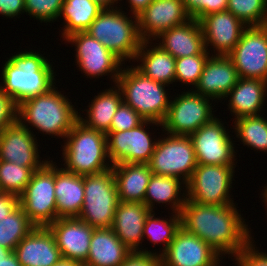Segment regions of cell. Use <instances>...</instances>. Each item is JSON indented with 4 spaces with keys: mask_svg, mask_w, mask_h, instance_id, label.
Masks as SVG:
<instances>
[{
    "mask_svg": "<svg viewBox=\"0 0 267 266\" xmlns=\"http://www.w3.org/2000/svg\"><path fill=\"white\" fill-rule=\"evenodd\" d=\"M235 204L217 206L186 199L180 213L181 227L221 257H235L252 240L251 230Z\"/></svg>",
    "mask_w": 267,
    "mask_h": 266,
    "instance_id": "cell-1",
    "label": "cell"
},
{
    "mask_svg": "<svg viewBox=\"0 0 267 266\" xmlns=\"http://www.w3.org/2000/svg\"><path fill=\"white\" fill-rule=\"evenodd\" d=\"M45 57L39 52L25 50L12 54L5 60L0 88L17 104L46 93L56 85L53 64Z\"/></svg>",
    "mask_w": 267,
    "mask_h": 266,
    "instance_id": "cell-2",
    "label": "cell"
},
{
    "mask_svg": "<svg viewBox=\"0 0 267 266\" xmlns=\"http://www.w3.org/2000/svg\"><path fill=\"white\" fill-rule=\"evenodd\" d=\"M52 87L46 93L25 99L18 104V121L30 130L32 127L38 133L63 137L78 121L79 113L71 100L61 91ZM28 123V124H27ZM32 126V127H28Z\"/></svg>",
    "mask_w": 267,
    "mask_h": 266,
    "instance_id": "cell-3",
    "label": "cell"
},
{
    "mask_svg": "<svg viewBox=\"0 0 267 266\" xmlns=\"http://www.w3.org/2000/svg\"><path fill=\"white\" fill-rule=\"evenodd\" d=\"M65 138L62 147L64 170L84 176L112 168L105 133L88 128L78 120Z\"/></svg>",
    "mask_w": 267,
    "mask_h": 266,
    "instance_id": "cell-4",
    "label": "cell"
},
{
    "mask_svg": "<svg viewBox=\"0 0 267 266\" xmlns=\"http://www.w3.org/2000/svg\"><path fill=\"white\" fill-rule=\"evenodd\" d=\"M122 69L116 84L123 103L131 106L144 120L162 124L171 100L167 92L169 89L165 88L168 85L146 77L134 66L125 68L124 64Z\"/></svg>",
    "mask_w": 267,
    "mask_h": 266,
    "instance_id": "cell-5",
    "label": "cell"
},
{
    "mask_svg": "<svg viewBox=\"0 0 267 266\" xmlns=\"http://www.w3.org/2000/svg\"><path fill=\"white\" fill-rule=\"evenodd\" d=\"M124 12L121 7L104 8L86 32L125 63L133 62L143 40L137 16L128 17Z\"/></svg>",
    "mask_w": 267,
    "mask_h": 266,
    "instance_id": "cell-6",
    "label": "cell"
},
{
    "mask_svg": "<svg viewBox=\"0 0 267 266\" xmlns=\"http://www.w3.org/2000/svg\"><path fill=\"white\" fill-rule=\"evenodd\" d=\"M118 202L112 168L101 173L84 175V202L77 218L93 228H110Z\"/></svg>",
    "mask_w": 267,
    "mask_h": 266,
    "instance_id": "cell-7",
    "label": "cell"
},
{
    "mask_svg": "<svg viewBox=\"0 0 267 266\" xmlns=\"http://www.w3.org/2000/svg\"><path fill=\"white\" fill-rule=\"evenodd\" d=\"M19 205L36 227H47L57 216L54 186V162L47 161L35 170L24 192L19 196Z\"/></svg>",
    "mask_w": 267,
    "mask_h": 266,
    "instance_id": "cell-8",
    "label": "cell"
},
{
    "mask_svg": "<svg viewBox=\"0 0 267 266\" xmlns=\"http://www.w3.org/2000/svg\"><path fill=\"white\" fill-rule=\"evenodd\" d=\"M159 138L148 163L155 175L174 176L186 184L198 165L189 136L167 134Z\"/></svg>",
    "mask_w": 267,
    "mask_h": 266,
    "instance_id": "cell-9",
    "label": "cell"
},
{
    "mask_svg": "<svg viewBox=\"0 0 267 266\" xmlns=\"http://www.w3.org/2000/svg\"><path fill=\"white\" fill-rule=\"evenodd\" d=\"M177 96L170 100L168 113L162 122L165 134L190 136L215 117V111H212L213 99L193 90Z\"/></svg>",
    "mask_w": 267,
    "mask_h": 266,
    "instance_id": "cell-10",
    "label": "cell"
},
{
    "mask_svg": "<svg viewBox=\"0 0 267 266\" xmlns=\"http://www.w3.org/2000/svg\"><path fill=\"white\" fill-rule=\"evenodd\" d=\"M236 166L198 164L186 184V199L196 203L225 206L234 204L230 191Z\"/></svg>",
    "mask_w": 267,
    "mask_h": 266,
    "instance_id": "cell-11",
    "label": "cell"
},
{
    "mask_svg": "<svg viewBox=\"0 0 267 266\" xmlns=\"http://www.w3.org/2000/svg\"><path fill=\"white\" fill-rule=\"evenodd\" d=\"M64 40L75 46V63L86 78L96 79L110 75L116 84L125 64L119 57L86 31L74 33Z\"/></svg>",
    "mask_w": 267,
    "mask_h": 266,
    "instance_id": "cell-12",
    "label": "cell"
},
{
    "mask_svg": "<svg viewBox=\"0 0 267 266\" xmlns=\"http://www.w3.org/2000/svg\"><path fill=\"white\" fill-rule=\"evenodd\" d=\"M150 124L162 127V124L158 122L144 120L130 130L106 134L108 156L113 165L116 163H149L158 141V138L151 137L149 130L146 131L149 129L146 127Z\"/></svg>",
    "mask_w": 267,
    "mask_h": 266,
    "instance_id": "cell-13",
    "label": "cell"
},
{
    "mask_svg": "<svg viewBox=\"0 0 267 266\" xmlns=\"http://www.w3.org/2000/svg\"><path fill=\"white\" fill-rule=\"evenodd\" d=\"M220 120L214 117L189 136L198 164L236 166L235 141Z\"/></svg>",
    "mask_w": 267,
    "mask_h": 266,
    "instance_id": "cell-14",
    "label": "cell"
},
{
    "mask_svg": "<svg viewBox=\"0 0 267 266\" xmlns=\"http://www.w3.org/2000/svg\"><path fill=\"white\" fill-rule=\"evenodd\" d=\"M227 56L239 78L267 81V25L248 26Z\"/></svg>",
    "mask_w": 267,
    "mask_h": 266,
    "instance_id": "cell-15",
    "label": "cell"
},
{
    "mask_svg": "<svg viewBox=\"0 0 267 266\" xmlns=\"http://www.w3.org/2000/svg\"><path fill=\"white\" fill-rule=\"evenodd\" d=\"M199 23L205 49L209 53L213 49L214 55L222 56H227L234 49L248 27L228 10L207 14Z\"/></svg>",
    "mask_w": 267,
    "mask_h": 266,
    "instance_id": "cell-16",
    "label": "cell"
},
{
    "mask_svg": "<svg viewBox=\"0 0 267 266\" xmlns=\"http://www.w3.org/2000/svg\"><path fill=\"white\" fill-rule=\"evenodd\" d=\"M36 134L19 121L0 132V160L23 167H42Z\"/></svg>",
    "mask_w": 267,
    "mask_h": 266,
    "instance_id": "cell-17",
    "label": "cell"
},
{
    "mask_svg": "<svg viewBox=\"0 0 267 266\" xmlns=\"http://www.w3.org/2000/svg\"><path fill=\"white\" fill-rule=\"evenodd\" d=\"M160 257L162 266H211L221 256L205 241L181 227Z\"/></svg>",
    "mask_w": 267,
    "mask_h": 266,
    "instance_id": "cell-18",
    "label": "cell"
},
{
    "mask_svg": "<svg viewBox=\"0 0 267 266\" xmlns=\"http://www.w3.org/2000/svg\"><path fill=\"white\" fill-rule=\"evenodd\" d=\"M137 19L142 40L154 41L162 32L185 23L190 17L182 0H153Z\"/></svg>",
    "mask_w": 267,
    "mask_h": 266,
    "instance_id": "cell-19",
    "label": "cell"
},
{
    "mask_svg": "<svg viewBox=\"0 0 267 266\" xmlns=\"http://www.w3.org/2000/svg\"><path fill=\"white\" fill-rule=\"evenodd\" d=\"M47 228L54 236L61 256L84 263L88 258L94 228L77 217L58 218Z\"/></svg>",
    "mask_w": 267,
    "mask_h": 266,
    "instance_id": "cell-20",
    "label": "cell"
},
{
    "mask_svg": "<svg viewBox=\"0 0 267 266\" xmlns=\"http://www.w3.org/2000/svg\"><path fill=\"white\" fill-rule=\"evenodd\" d=\"M238 80L239 76L232 60L228 56L212 53L205 63L198 84L191 90L215 102L222 101Z\"/></svg>",
    "mask_w": 267,
    "mask_h": 266,
    "instance_id": "cell-21",
    "label": "cell"
},
{
    "mask_svg": "<svg viewBox=\"0 0 267 266\" xmlns=\"http://www.w3.org/2000/svg\"><path fill=\"white\" fill-rule=\"evenodd\" d=\"M151 211L140 202L119 201L114 214L112 230L120 241L132 252L158 255V251H148L140 248L143 241V228L146 217Z\"/></svg>",
    "mask_w": 267,
    "mask_h": 266,
    "instance_id": "cell-22",
    "label": "cell"
},
{
    "mask_svg": "<svg viewBox=\"0 0 267 266\" xmlns=\"http://www.w3.org/2000/svg\"><path fill=\"white\" fill-rule=\"evenodd\" d=\"M14 253L21 266H52L62 258L47 227H35L18 243Z\"/></svg>",
    "mask_w": 267,
    "mask_h": 266,
    "instance_id": "cell-23",
    "label": "cell"
},
{
    "mask_svg": "<svg viewBox=\"0 0 267 266\" xmlns=\"http://www.w3.org/2000/svg\"><path fill=\"white\" fill-rule=\"evenodd\" d=\"M160 42H159V40ZM175 59L210 54L204 45V37L199 21L190 18L185 23L162 32L155 41Z\"/></svg>",
    "mask_w": 267,
    "mask_h": 266,
    "instance_id": "cell-24",
    "label": "cell"
},
{
    "mask_svg": "<svg viewBox=\"0 0 267 266\" xmlns=\"http://www.w3.org/2000/svg\"><path fill=\"white\" fill-rule=\"evenodd\" d=\"M267 81L251 78H239L234 87L225 96L228 97V110L235 117L261 115L267 96ZM260 113V114H259Z\"/></svg>",
    "mask_w": 267,
    "mask_h": 266,
    "instance_id": "cell-25",
    "label": "cell"
},
{
    "mask_svg": "<svg viewBox=\"0 0 267 266\" xmlns=\"http://www.w3.org/2000/svg\"><path fill=\"white\" fill-rule=\"evenodd\" d=\"M54 162L57 216L78 217L84 202V176L70 173Z\"/></svg>",
    "mask_w": 267,
    "mask_h": 266,
    "instance_id": "cell-26",
    "label": "cell"
},
{
    "mask_svg": "<svg viewBox=\"0 0 267 266\" xmlns=\"http://www.w3.org/2000/svg\"><path fill=\"white\" fill-rule=\"evenodd\" d=\"M118 199L123 202L144 203V198L152 176L148 164L116 163L112 166Z\"/></svg>",
    "mask_w": 267,
    "mask_h": 266,
    "instance_id": "cell-27",
    "label": "cell"
},
{
    "mask_svg": "<svg viewBox=\"0 0 267 266\" xmlns=\"http://www.w3.org/2000/svg\"><path fill=\"white\" fill-rule=\"evenodd\" d=\"M131 252L111 227L94 228L83 266H120Z\"/></svg>",
    "mask_w": 267,
    "mask_h": 266,
    "instance_id": "cell-28",
    "label": "cell"
},
{
    "mask_svg": "<svg viewBox=\"0 0 267 266\" xmlns=\"http://www.w3.org/2000/svg\"><path fill=\"white\" fill-rule=\"evenodd\" d=\"M152 43L150 40L142 41L133 60L140 61L141 64L134 65V67L146 77L169 86L175 82L176 59L157 43H153L154 46Z\"/></svg>",
    "mask_w": 267,
    "mask_h": 266,
    "instance_id": "cell-29",
    "label": "cell"
},
{
    "mask_svg": "<svg viewBox=\"0 0 267 266\" xmlns=\"http://www.w3.org/2000/svg\"><path fill=\"white\" fill-rule=\"evenodd\" d=\"M186 189V183L177 177L152 174L147 185L144 205L154 212L155 202L165 203L170 205L172 213L180 214L187 198Z\"/></svg>",
    "mask_w": 267,
    "mask_h": 266,
    "instance_id": "cell-30",
    "label": "cell"
},
{
    "mask_svg": "<svg viewBox=\"0 0 267 266\" xmlns=\"http://www.w3.org/2000/svg\"><path fill=\"white\" fill-rule=\"evenodd\" d=\"M123 103L122 94L120 88L115 84L112 88L102 90L94 99L91 100V104L87 106L88 109L81 110L87 112L86 117H81L79 112L78 120L85 126L97 131L107 134L109 132L112 118L115 115L119 106Z\"/></svg>",
    "mask_w": 267,
    "mask_h": 266,
    "instance_id": "cell-31",
    "label": "cell"
},
{
    "mask_svg": "<svg viewBox=\"0 0 267 266\" xmlns=\"http://www.w3.org/2000/svg\"><path fill=\"white\" fill-rule=\"evenodd\" d=\"M104 10V7L93 0H65L59 18L63 17L61 29L63 39L77 33L84 32Z\"/></svg>",
    "mask_w": 267,
    "mask_h": 266,
    "instance_id": "cell-32",
    "label": "cell"
},
{
    "mask_svg": "<svg viewBox=\"0 0 267 266\" xmlns=\"http://www.w3.org/2000/svg\"><path fill=\"white\" fill-rule=\"evenodd\" d=\"M155 214V211L150 212L145 219L143 239L147 237L146 239L148 241L150 240L155 246L156 244L159 245L163 243L164 246L158 253L160 256L168 249L169 244L174 239L177 231L181 228V216L180 214L171 212L172 215L171 217L169 216L170 219L168 220V218L155 217Z\"/></svg>",
    "mask_w": 267,
    "mask_h": 266,
    "instance_id": "cell-33",
    "label": "cell"
},
{
    "mask_svg": "<svg viewBox=\"0 0 267 266\" xmlns=\"http://www.w3.org/2000/svg\"><path fill=\"white\" fill-rule=\"evenodd\" d=\"M267 117L244 116L234 120L233 132L237 139L255 151L267 153ZM235 127V128H234Z\"/></svg>",
    "mask_w": 267,
    "mask_h": 266,
    "instance_id": "cell-34",
    "label": "cell"
},
{
    "mask_svg": "<svg viewBox=\"0 0 267 266\" xmlns=\"http://www.w3.org/2000/svg\"><path fill=\"white\" fill-rule=\"evenodd\" d=\"M35 227L19 205L8 216L0 219V246L14 251Z\"/></svg>",
    "mask_w": 267,
    "mask_h": 266,
    "instance_id": "cell-35",
    "label": "cell"
},
{
    "mask_svg": "<svg viewBox=\"0 0 267 266\" xmlns=\"http://www.w3.org/2000/svg\"><path fill=\"white\" fill-rule=\"evenodd\" d=\"M41 167H23L13 162L0 160V192L18 197L30 182L33 172Z\"/></svg>",
    "mask_w": 267,
    "mask_h": 266,
    "instance_id": "cell-36",
    "label": "cell"
},
{
    "mask_svg": "<svg viewBox=\"0 0 267 266\" xmlns=\"http://www.w3.org/2000/svg\"><path fill=\"white\" fill-rule=\"evenodd\" d=\"M227 10L247 26L267 25L266 0H228Z\"/></svg>",
    "mask_w": 267,
    "mask_h": 266,
    "instance_id": "cell-37",
    "label": "cell"
},
{
    "mask_svg": "<svg viewBox=\"0 0 267 266\" xmlns=\"http://www.w3.org/2000/svg\"><path fill=\"white\" fill-rule=\"evenodd\" d=\"M210 54H197L182 58H177L175 62V81L186 84L185 86H195L198 84L200 75L204 69ZM189 84V85H188Z\"/></svg>",
    "mask_w": 267,
    "mask_h": 266,
    "instance_id": "cell-38",
    "label": "cell"
},
{
    "mask_svg": "<svg viewBox=\"0 0 267 266\" xmlns=\"http://www.w3.org/2000/svg\"><path fill=\"white\" fill-rule=\"evenodd\" d=\"M65 0H24L25 13L42 22H54L59 19ZM57 19V20H56Z\"/></svg>",
    "mask_w": 267,
    "mask_h": 266,
    "instance_id": "cell-39",
    "label": "cell"
},
{
    "mask_svg": "<svg viewBox=\"0 0 267 266\" xmlns=\"http://www.w3.org/2000/svg\"><path fill=\"white\" fill-rule=\"evenodd\" d=\"M190 18L199 21L207 14L227 10L228 0H182Z\"/></svg>",
    "mask_w": 267,
    "mask_h": 266,
    "instance_id": "cell-40",
    "label": "cell"
},
{
    "mask_svg": "<svg viewBox=\"0 0 267 266\" xmlns=\"http://www.w3.org/2000/svg\"><path fill=\"white\" fill-rule=\"evenodd\" d=\"M143 121L144 119L131 106L122 103L112 118L109 132L130 130Z\"/></svg>",
    "mask_w": 267,
    "mask_h": 266,
    "instance_id": "cell-41",
    "label": "cell"
},
{
    "mask_svg": "<svg viewBox=\"0 0 267 266\" xmlns=\"http://www.w3.org/2000/svg\"><path fill=\"white\" fill-rule=\"evenodd\" d=\"M252 239L235 257V266H267V253L259 252Z\"/></svg>",
    "mask_w": 267,
    "mask_h": 266,
    "instance_id": "cell-42",
    "label": "cell"
},
{
    "mask_svg": "<svg viewBox=\"0 0 267 266\" xmlns=\"http://www.w3.org/2000/svg\"><path fill=\"white\" fill-rule=\"evenodd\" d=\"M18 121V104L0 88V132Z\"/></svg>",
    "mask_w": 267,
    "mask_h": 266,
    "instance_id": "cell-43",
    "label": "cell"
},
{
    "mask_svg": "<svg viewBox=\"0 0 267 266\" xmlns=\"http://www.w3.org/2000/svg\"><path fill=\"white\" fill-rule=\"evenodd\" d=\"M120 266H162V263L159 255L134 251Z\"/></svg>",
    "mask_w": 267,
    "mask_h": 266,
    "instance_id": "cell-44",
    "label": "cell"
},
{
    "mask_svg": "<svg viewBox=\"0 0 267 266\" xmlns=\"http://www.w3.org/2000/svg\"><path fill=\"white\" fill-rule=\"evenodd\" d=\"M22 13H25L24 0H0V14L3 15L2 17L16 18Z\"/></svg>",
    "mask_w": 267,
    "mask_h": 266,
    "instance_id": "cell-45",
    "label": "cell"
},
{
    "mask_svg": "<svg viewBox=\"0 0 267 266\" xmlns=\"http://www.w3.org/2000/svg\"><path fill=\"white\" fill-rule=\"evenodd\" d=\"M19 206V197L15 194L0 192V219L5 218Z\"/></svg>",
    "mask_w": 267,
    "mask_h": 266,
    "instance_id": "cell-46",
    "label": "cell"
},
{
    "mask_svg": "<svg viewBox=\"0 0 267 266\" xmlns=\"http://www.w3.org/2000/svg\"><path fill=\"white\" fill-rule=\"evenodd\" d=\"M122 1V0H120ZM129 3L131 15L137 16L141 13L153 0H127Z\"/></svg>",
    "mask_w": 267,
    "mask_h": 266,
    "instance_id": "cell-47",
    "label": "cell"
},
{
    "mask_svg": "<svg viewBox=\"0 0 267 266\" xmlns=\"http://www.w3.org/2000/svg\"><path fill=\"white\" fill-rule=\"evenodd\" d=\"M0 266H21L14 251L6 258L0 260Z\"/></svg>",
    "mask_w": 267,
    "mask_h": 266,
    "instance_id": "cell-48",
    "label": "cell"
},
{
    "mask_svg": "<svg viewBox=\"0 0 267 266\" xmlns=\"http://www.w3.org/2000/svg\"><path fill=\"white\" fill-rule=\"evenodd\" d=\"M52 266H83V264L78 261L62 257L58 262H56Z\"/></svg>",
    "mask_w": 267,
    "mask_h": 266,
    "instance_id": "cell-49",
    "label": "cell"
},
{
    "mask_svg": "<svg viewBox=\"0 0 267 266\" xmlns=\"http://www.w3.org/2000/svg\"><path fill=\"white\" fill-rule=\"evenodd\" d=\"M97 3H99L104 8H115L118 5H116L120 0H93ZM116 5V6H114Z\"/></svg>",
    "mask_w": 267,
    "mask_h": 266,
    "instance_id": "cell-50",
    "label": "cell"
},
{
    "mask_svg": "<svg viewBox=\"0 0 267 266\" xmlns=\"http://www.w3.org/2000/svg\"><path fill=\"white\" fill-rule=\"evenodd\" d=\"M12 252V250L0 246V260L8 257Z\"/></svg>",
    "mask_w": 267,
    "mask_h": 266,
    "instance_id": "cell-51",
    "label": "cell"
},
{
    "mask_svg": "<svg viewBox=\"0 0 267 266\" xmlns=\"http://www.w3.org/2000/svg\"><path fill=\"white\" fill-rule=\"evenodd\" d=\"M263 189H264V190H263ZM263 189H262L260 195L262 196V198H264V199H263V202H264V205L266 206L265 208L267 209V185L264 186ZM266 212H267V211H266Z\"/></svg>",
    "mask_w": 267,
    "mask_h": 266,
    "instance_id": "cell-52",
    "label": "cell"
},
{
    "mask_svg": "<svg viewBox=\"0 0 267 266\" xmlns=\"http://www.w3.org/2000/svg\"><path fill=\"white\" fill-rule=\"evenodd\" d=\"M220 259H223V257H220L218 260H216L211 266H222L221 264H220V262L222 263L223 261L222 260H220Z\"/></svg>",
    "mask_w": 267,
    "mask_h": 266,
    "instance_id": "cell-53",
    "label": "cell"
}]
</instances>
